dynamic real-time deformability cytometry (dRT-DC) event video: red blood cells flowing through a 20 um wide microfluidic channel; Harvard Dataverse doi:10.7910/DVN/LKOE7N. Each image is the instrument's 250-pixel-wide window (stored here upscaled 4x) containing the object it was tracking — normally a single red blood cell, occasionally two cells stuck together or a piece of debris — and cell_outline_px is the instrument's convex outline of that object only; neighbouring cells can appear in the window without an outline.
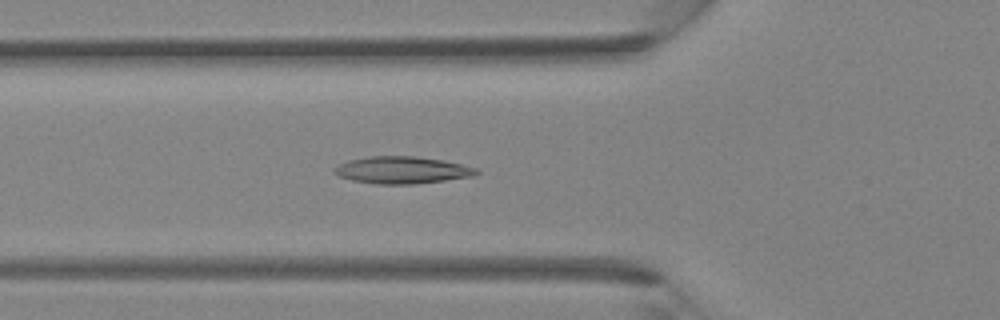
{"species": "Egyptian fruit bat (a non-hibernating species)", "species_latin": "Rousettus aegyptiacus", "temperature_condition": "room temperature", "stored_images_in_passage": 39, "camera_frame_rate_fps": 3000, "um_per_image_px": 0.085, "animal": {"sex": "female"}, "frame": {"image": 1, "passage_image": 14, "time_ms": 4.333, "image_size_px": [1000, 320], "cell_outline_px": [[480, 172], [476, 176], [412, 184], [376, 184], [352, 180], [340, 176], [332, 172], [340, 164], [348, 160], [368, 156], [416, 156], [444, 160], [480, 168]], "centroid_in_image_um": [34.24, 14.45], "position_along_channel_um": 91.6, "area_um2": 22.54}}
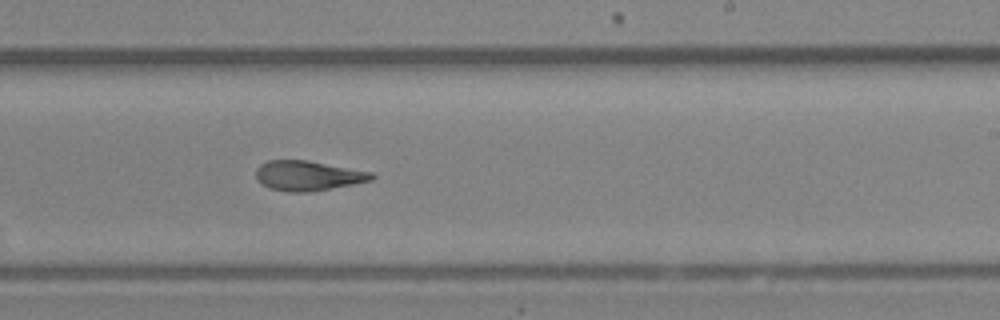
{"frame": {"image": 2, "passage_image": 24, "time_ms": 7.667, "image_size_px": [1000, 320], "cell_outline_px": [[376, 176], [372, 180], [332, 188], [308, 192], [288, 192], [272, 188], [256, 180], [256, 168], [260, 164], [268, 160], [308, 160], [372, 172]], "centroid_in_image_um": [26.17, 14.92], "position_along_channel_um": 262.8, "area_um2": 20.06}}
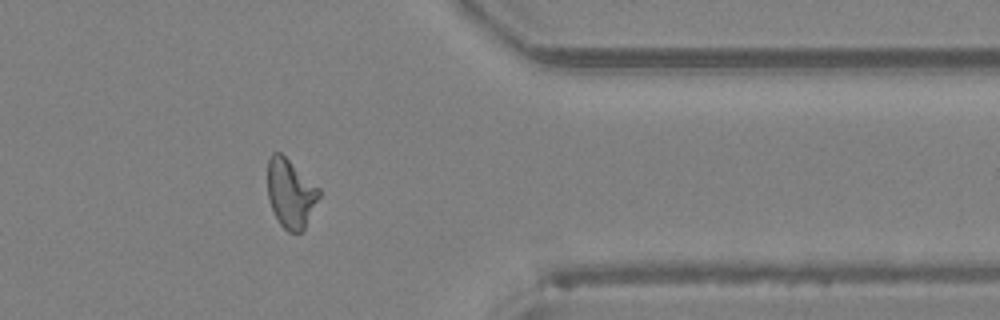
{"frame": {"image": 3, "passage_image": 32, "time_ms": 10.333, "image_size_px": [1000, 320], "cell_outline_px": [[320, 196], [304, 228], [300, 232], [288, 232], [280, 224], [268, 200], [268, 160], [272, 152], [280, 152], [320, 188]], "centroid_in_image_um": [24.7, 16.42], "position_along_channel_um": 386.7, "area_um2": 20.4}}